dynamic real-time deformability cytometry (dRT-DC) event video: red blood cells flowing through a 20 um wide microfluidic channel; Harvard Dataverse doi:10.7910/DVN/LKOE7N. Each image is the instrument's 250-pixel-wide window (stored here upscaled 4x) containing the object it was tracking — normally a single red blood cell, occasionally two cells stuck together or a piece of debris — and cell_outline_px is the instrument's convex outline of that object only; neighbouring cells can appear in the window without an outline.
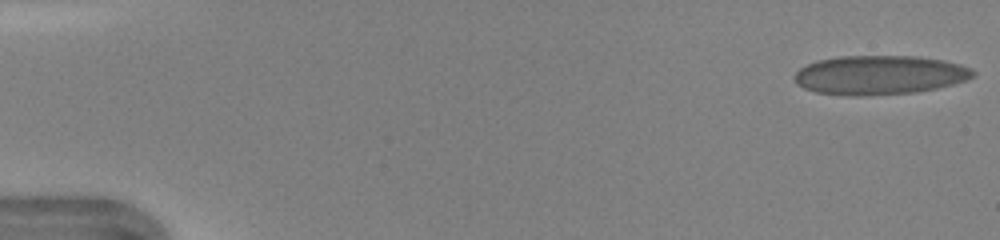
{"species": "human", "species_latin": "Homo sapiens", "temperature_condition": "warm", "stored_images_in_passage": 46, "camera_frame_rate_fps": 3000, "um_per_image_px": 0.085, "donor": {"sex": "female"}, "frame": {"image": 1, "passage_image": 1, "time_ms": 0.0, "image_size_px": [1000, 240], "cell_outline_px": [[976, 72], [972, 76], [964, 80], [952, 84], [936, 88], [916, 92], [864, 96], [848, 96], [816, 92], [804, 88], [796, 84], [796, 72], [800, 68], [816, 60], [840, 56], [916, 56], [944, 60], [960, 64], [972, 68]], "centroid_in_image_um": [74.76, 6.37], "position_along_channel_um": 10.2, "area_um2": 40.75}}
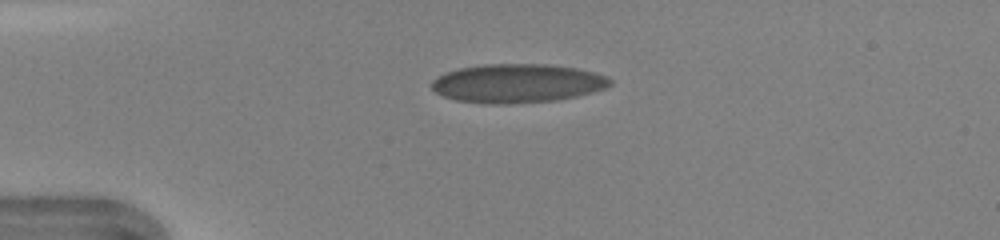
{"frame": {"image": 2, "passage_image": 11, "time_ms": 3.333, "image_size_px": [1000, 240], "cell_outline_px": [[612, 84], [604, 88], [592, 92], [576, 96], [556, 100], [508, 104], [488, 104], [456, 100], [444, 96], [436, 92], [432, 88], [432, 80], [436, 76], [444, 72], [460, 68], [484, 64], [552, 64], [576, 68], [608, 76], [612, 80]], "centroid_in_image_um": [43.96, 7.08], "position_along_channel_um": 41.0, "area_um2": 40.46}}
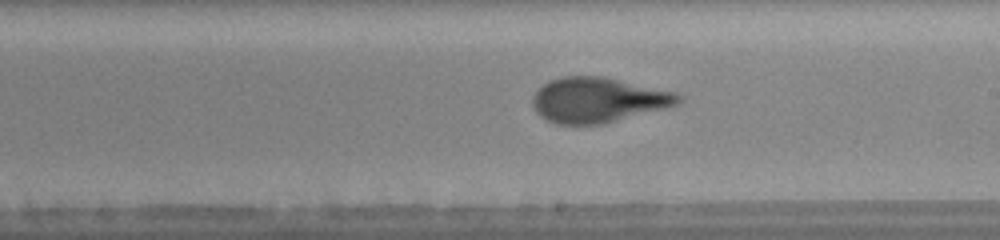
{"frame": {"image": 3, "passage_image": 27, "time_ms": 8.667, "image_size_px": [1000, 240], "cell_outline_px": [[684, 100], [676, 104], [664, 108], [600, 124], [556, 124], [540, 116], [536, 112], [532, 104], [532, 96], [548, 80], [560, 76], [604, 76], [676, 92], [684, 96]], "centroid_in_image_um": [50.82, 8.48], "position_along_channel_um": 238.2, "area_um2": 38.21}, "authors_computed_cell_mechanics": {"area_um2": 39.2751, "velocity_mm_per_s": 4.3033, "shape_relaxation_time_tau1_ms": 5.8865, "shape_relaxation_time_tau2_ms": null, "deformation_change_tau1": 0.2319, "deformation_change_tau2": null}}